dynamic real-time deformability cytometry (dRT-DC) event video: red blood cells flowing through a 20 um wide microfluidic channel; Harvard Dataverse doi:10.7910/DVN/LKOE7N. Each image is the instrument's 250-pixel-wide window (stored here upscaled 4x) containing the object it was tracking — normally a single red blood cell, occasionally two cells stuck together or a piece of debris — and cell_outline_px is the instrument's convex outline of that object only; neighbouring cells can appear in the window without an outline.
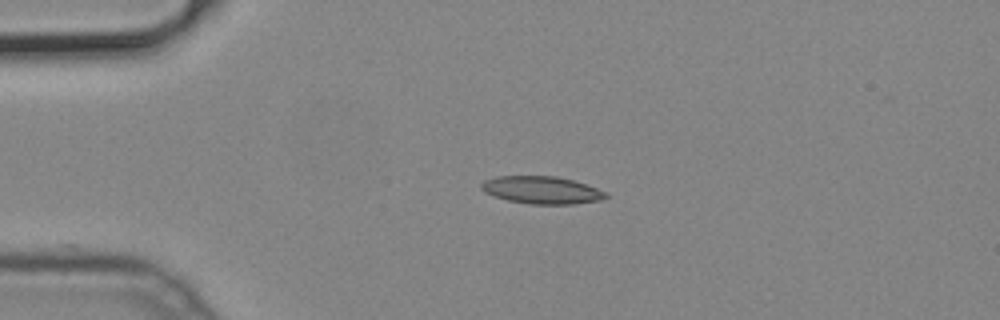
{"species": "common noctule bat (a hibernating species)", "species_latin": "Nyctalus noctula", "temperature_condition": "cold", "stored_images_in_passage": 40, "camera_frame_rate_fps": 3000, "um_per_image_px": 0.085, "animal": {"sex": "male", "body_mass_g": 19.2, "forearm_length_mm": 51.8}, "frame": {"image": 1, "passage_image": 1, "time_ms": 0.0, "image_size_px": [1000, 320], "cell_outline_px": [[608, 196], [600, 200], [572, 204], [528, 204], [508, 200], [484, 192], [480, 188], [480, 184], [484, 180], [496, 176], [556, 176], [572, 180], [596, 188], [604, 192]], "centroid_in_image_um": [45.99, 16.15], "position_along_channel_um": 39.0, "area_um2": 19.77}}
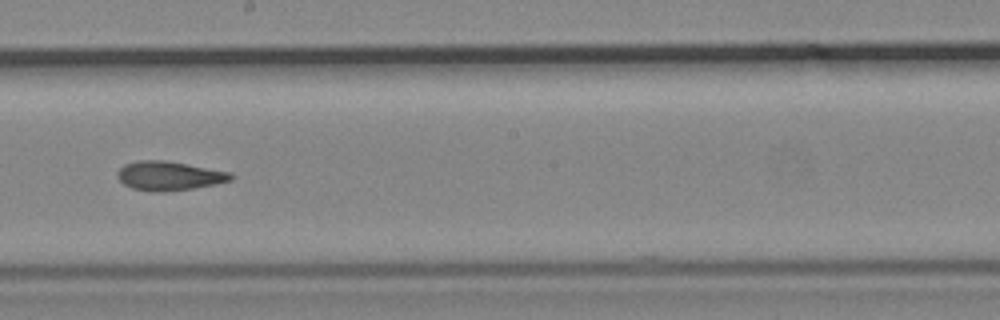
{"frame": {"image": 2, "passage_image": 18, "time_ms": 5.667, "image_size_px": [1000, 320], "cell_outline_px": [[232, 180], [192, 188], [164, 192], [152, 192], [132, 188], [124, 184], [116, 176], [116, 172], [124, 164], [140, 160], [164, 160], [232, 172]], "centroid_in_image_um": [14.33, 14.94], "position_along_channel_um": 233.9, "area_um2": 19.13}}
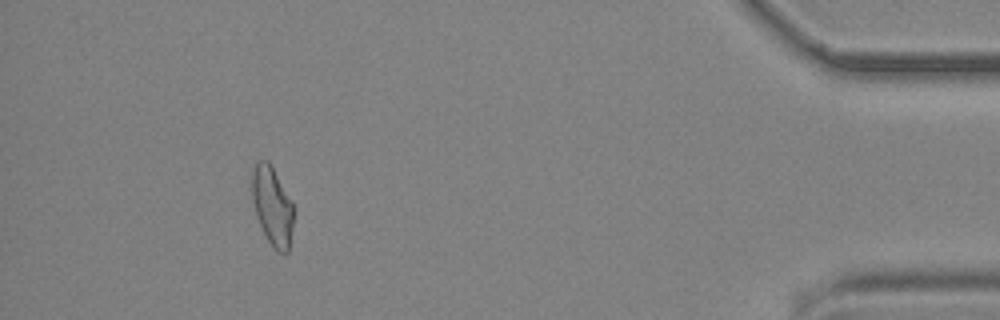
{"frame": {"image": 3, "passage_image": 36, "time_ms": 11.667, "image_size_px": [1000, 320], "cell_outline_px": [[296, 208], [288, 252], [284, 256], [276, 252], [272, 248], [256, 216], [252, 200], [252, 172], [256, 160], [268, 160], [292, 200]], "centroid_in_image_um": [23.18, 17.55], "position_along_channel_um": 412.0, "area_um2": 19.59}}